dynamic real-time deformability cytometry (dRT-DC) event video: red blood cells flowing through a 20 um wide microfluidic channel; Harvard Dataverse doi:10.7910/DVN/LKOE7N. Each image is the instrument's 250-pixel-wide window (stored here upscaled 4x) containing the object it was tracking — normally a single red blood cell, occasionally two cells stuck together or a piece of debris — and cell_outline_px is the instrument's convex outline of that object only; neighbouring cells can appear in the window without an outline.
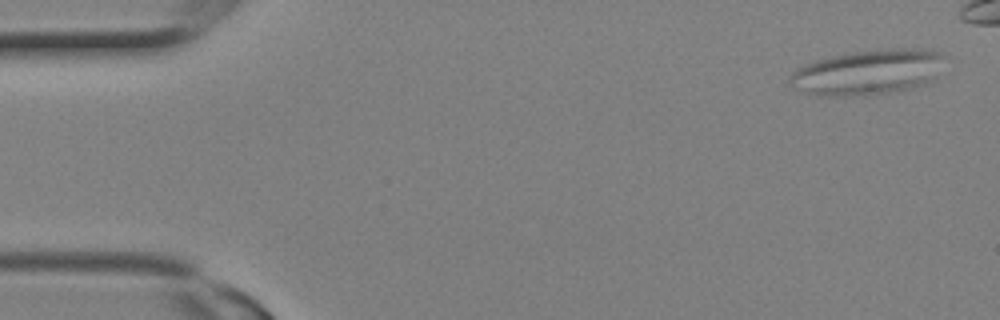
{"species": "Egyptian fruit bat (a non-hibernating species)", "species_latin": "Rousettus aegyptiacus", "temperature_condition": "room temperature", "stored_images_in_passage": 11, "camera_frame_rate_fps": 3000, "um_per_image_px": 0.085, "animal": {"sex": "female"}, "frame": {"image": 1, "passage_image": 1, "time_ms": 0.0, "image_size_px": [1000, 320], "cell_outline_px": [[948, 56], [936, 76], [932, 80], [924, 84], [888, 92], [868, 96], [816, 96], [792, 88], [788, 84], [788, 80], [792, 72], [796, 68], [816, 60], [832, 56], [852, 52], [888, 48], [928, 48], [940, 52]], "centroid_in_image_um": [73.78, 6.13], "position_along_channel_um": 11.2, "area_um2": 41.38}}